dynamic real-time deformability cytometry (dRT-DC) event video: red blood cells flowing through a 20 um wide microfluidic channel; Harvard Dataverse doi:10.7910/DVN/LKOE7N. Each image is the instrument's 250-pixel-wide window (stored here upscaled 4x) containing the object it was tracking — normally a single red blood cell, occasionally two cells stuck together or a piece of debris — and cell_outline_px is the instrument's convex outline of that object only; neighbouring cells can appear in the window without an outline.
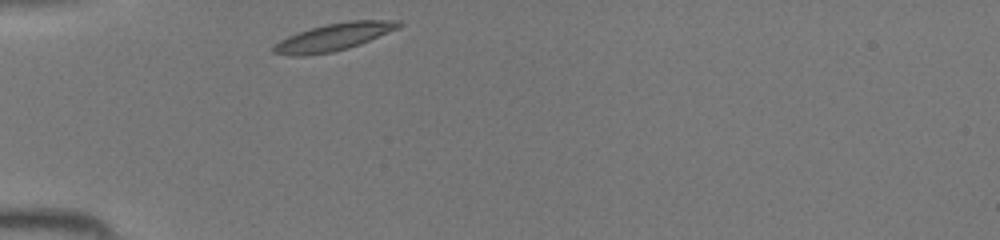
{"species": "common noctule bat (a hibernating species)", "species_latin": "Nyctalus noctula", "temperature_condition": "room temperature", "stored_images_in_passage": 26, "camera_frame_rate_fps": 3000, "um_per_image_px": 0.085, "animal": {"sex": "female", "body_mass_g": 19.5, "forearm_length_mm": 54.1}, "frame": {"image": 1, "passage_image": 1, "time_ms": 0.0, "image_size_px": [1000, 240], "cell_outline_px": [[404, 24], [400, 28], [360, 44], [348, 48], [332, 52], [304, 56], [292, 56], [272, 52], [272, 44], [296, 32], [328, 24], [348, 20], [400, 20]], "centroid_in_image_um": [28.38, 3.14], "position_along_channel_um": 56.6, "area_um2": 20.11}}
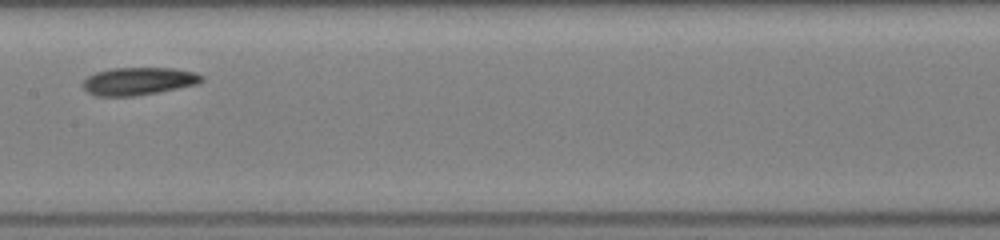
{"frame": {"image": 2, "passage_image": 11, "time_ms": 3.333, "image_size_px": [1000, 240], "cell_outline_px": [[204, 80], [200, 84], [160, 92], [132, 96], [96, 96], [88, 92], [84, 88], [84, 80], [88, 76], [96, 72], [112, 68], [172, 68], [196, 72], [204, 76]], "centroid_in_image_um": [11.84, 6.9], "position_along_channel_um": 195.6, "area_um2": 19.31}}
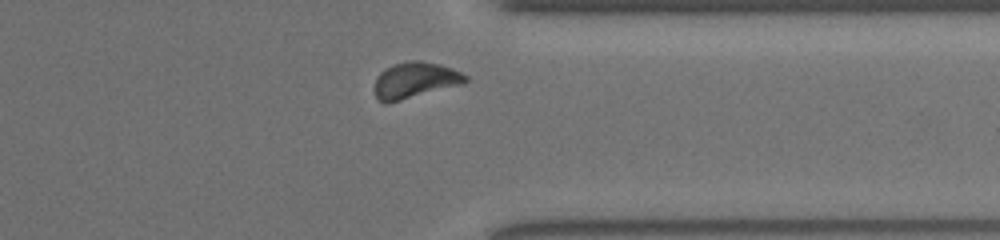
{"frame": {"image": 3, "passage_image": 23, "time_ms": 7.333, "image_size_px": [1000, 240], "cell_outline_px": [[468, 80], [464, 84], [384, 104], [376, 96], [372, 88], [376, 76], [384, 68], [392, 64], [412, 60], [420, 60], [440, 64], [452, 68], [468, 76]], "centroid_in_image_um": [35.25, 6.81], "position_along_channel_um": 376.2, "area_um2": 19.36}}